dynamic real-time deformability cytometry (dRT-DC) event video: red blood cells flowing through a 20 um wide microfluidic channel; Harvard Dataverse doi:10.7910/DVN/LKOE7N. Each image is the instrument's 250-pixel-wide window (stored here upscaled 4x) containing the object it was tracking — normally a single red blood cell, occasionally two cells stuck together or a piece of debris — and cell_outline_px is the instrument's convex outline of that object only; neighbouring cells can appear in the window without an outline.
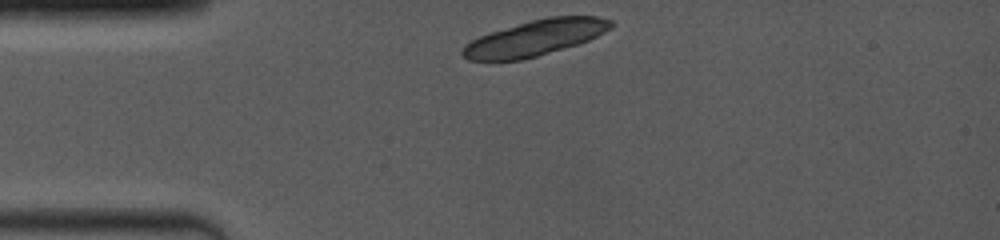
{"species": "common noctule bat (a hibernating species)", "species_latin": "Nyctalus noctula", "temperature_condition": "room temperature", "stored_images_in_passage": 4, "camera_frame_rate_fps": 4000, "um_per_image_px": 0.085, "animal": {"sex": "female", "body_mass_g": 19.0, "forearm_length_mm": 53.3}, "frame": {"image": 1, "passage_image": 1, "time_ms": 0.0, "image_size_px": [1000, 240], "cell_outline_px": [[612, 28], [588, 40], [576, 44], [536, 56], [520, 60], [468, 60], [460, 52], [464, 44], [488, 32], [532, 20], [548, 16], [596, 16], [612, 20]], "centroid_in_image_um": [45.46, 3.21], "position_along_channel_um": 39.5, "area_um2": 30.52}}